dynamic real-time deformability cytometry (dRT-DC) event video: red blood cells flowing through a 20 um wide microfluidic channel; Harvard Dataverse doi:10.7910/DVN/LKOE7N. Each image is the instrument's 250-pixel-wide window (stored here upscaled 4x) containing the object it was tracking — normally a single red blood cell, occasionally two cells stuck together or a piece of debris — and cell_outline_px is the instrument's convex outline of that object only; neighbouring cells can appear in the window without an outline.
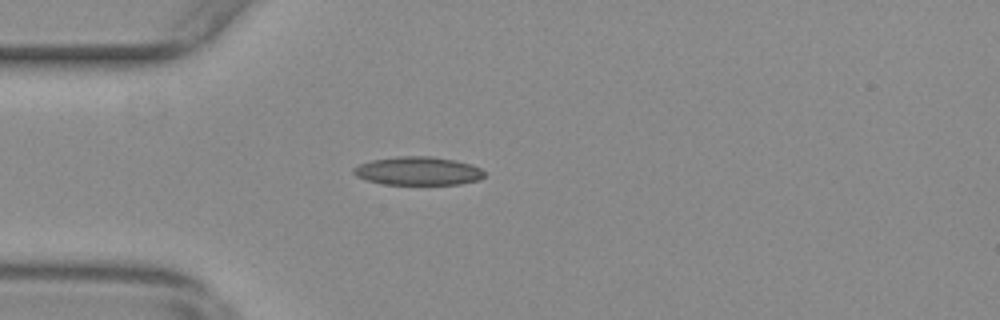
{"species": "common noctule bat (a hibernating species)", "species_latin": "Nyctalus noctula", "temperature_condition": "warm", "stored_images_in_passage": 56, "camera_frame_rate_fps": 3000, "um_per_image_px": 0.085, "animal": {"sex": "female", "body_mass_g": 29.2, "forearm_length_mm": 56.3}, "frame": {"image": 1, "passage_image": 15, "time_ms": 4.667, "image_size_px": [1000, 320], "cell_outline_px": [[484, 176], [480, 180], [460, 184], [384, 184], [368, 180], [356, 176], [352, 172], [352, 168], [360, 164], [372, 160], [396, 156], [432, 156], [456, 160], [472, 164], [480, 168], [484, 172]], "centroid_in_image_um": [35.55, 14.52], "position_along_channel_um": 49.4, "area_um2": 21.73}}
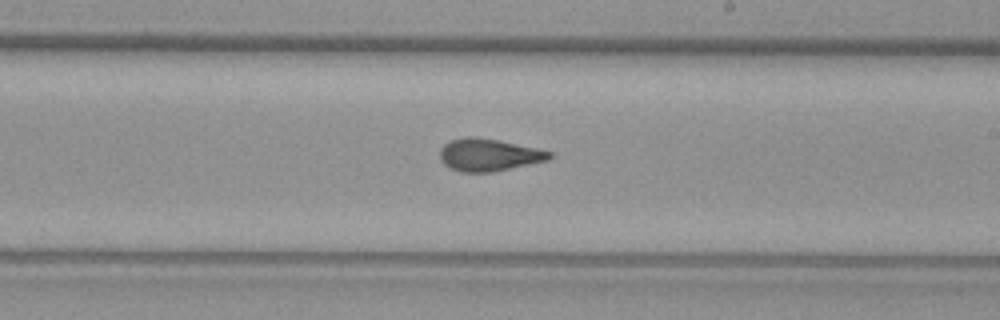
{"frame": {"image": 2, "passage_image": 32, "time_ms": 10.333, "image_size_px": [1000, 320], "cell_outline_px": [[552, 156], [548, 160], [492, 172], [460, 172], [448, 168], [440, 160], [440, 148], [444, 144], [452, 140], [464, 136], [476, 136], [500, 140], [536, 148], [552, 152]], "centroid_in_image_um": [41.5, 13.16], "position_along_channel_um": 247.5, "area_um2": 20.81}}
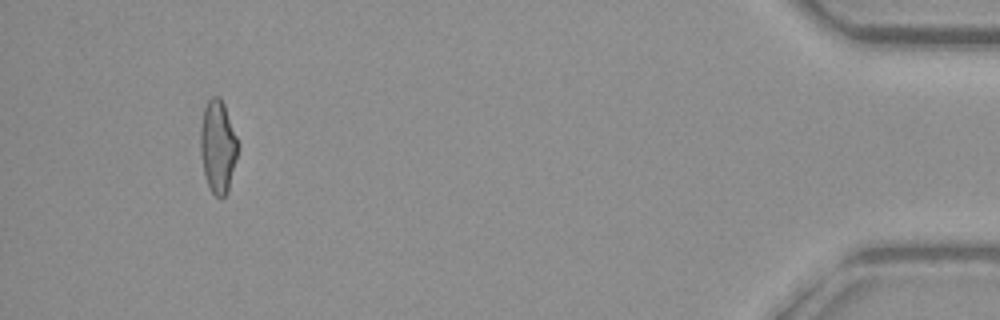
{"frame": {"image": 3, "passage_image": 52, "time_ms": 17.0, "image_size_px": [1000, 320], "cell_outline_px": [[240, 148], [228, 192], [220, 200], [212, 192], [204, 176], [200, 152], [200, 128], [204, 108], [208, 100], [212, 96], [220, 96], [224, 104], [240, 144]], "centroid_in_image_um": [18.54, 12.47], "position_along_channel_um": 416.7, "area_um2": 20.75}, "authors_computed_cell_mechanics": {"area_um2": 20.4901, "velocity_mm_per_s": 3.6921, "shape_relaxation_time_tau1_ms": null, "shape_relaxation_time_tau2_ms": 1.7099, "deformation_change_tau1": null, "deformation_change_tau2": 0.0909}}